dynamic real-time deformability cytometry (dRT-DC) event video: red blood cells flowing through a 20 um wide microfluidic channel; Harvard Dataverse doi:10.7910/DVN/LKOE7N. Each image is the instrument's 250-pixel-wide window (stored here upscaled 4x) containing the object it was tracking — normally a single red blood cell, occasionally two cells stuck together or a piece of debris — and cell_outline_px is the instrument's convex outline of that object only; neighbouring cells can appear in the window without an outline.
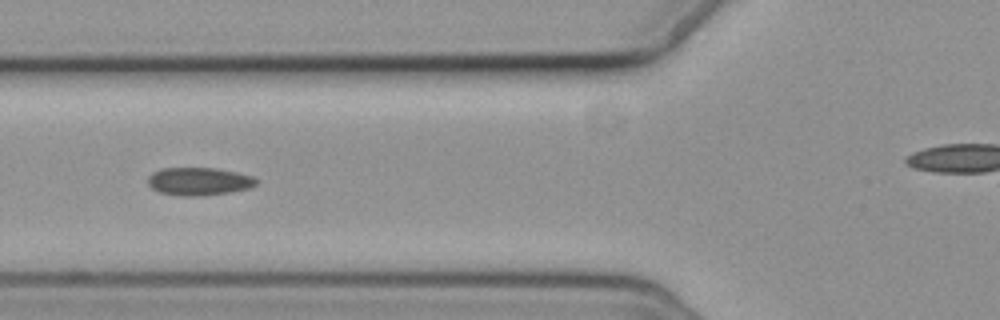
{"species": "common noctule bat (a hibernating species)", "species_latin": "Nyctalus noctula", "temperature_condition": "cold", "stored_images_in_passage": 8, "camera_frame_rate_fps": 3000, "um_per_image_px": 0.085, "animal": {"sex": "female", "body_mass_g": 19.3, "forearm_length_mm": 54.1}, "frame": {"image": 1, "passage_image": 4, "time_ms": 3.667, "image_size_px": [1000, 320], "cell_outline_px": [[256, 184], [252, 188], [204, 196], [180, 196], [160, 192], [152, 188], [148, 184], [148, 176], [152, 172], [160, 168], [216, 168], [236, 172], [252, 176], [256, 180]], "centroid_in_image_um": [16.89, 15.42], "position_along_channel_um": 108.9, "area_um2": 17.69}}
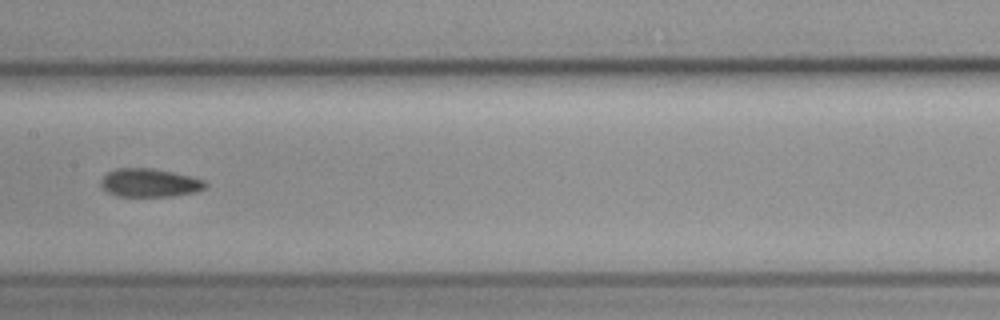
{"frame": {"image": 2, "passage_image": 6, "time_ms": 6.0, "image_size_px": [1000, 320], "cell_outline_px": [[208, 184], [204, 188], [196, 192], [172, 196], [116, 196], [108, 192], [100, 184], [100, 180], [108, 172], [116, 168], [152, 168], [172, 172], [204, 180]], "centroid_in_image_um": [12.7, 15.54], "position_along_channel_um": 194.7, "area_um2": 17.17}}
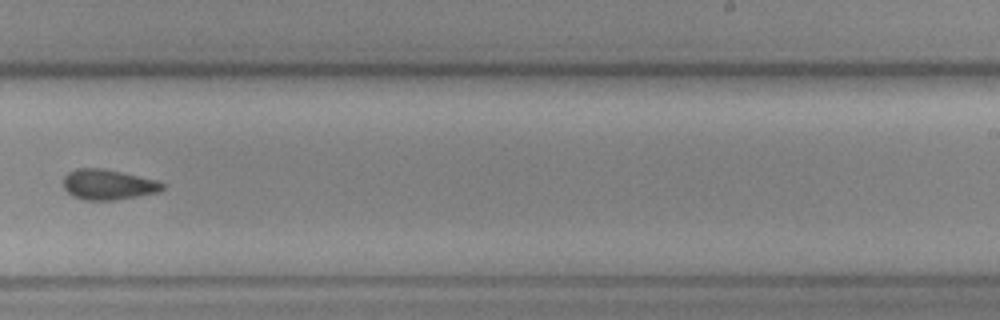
{"frame": {"image": 3, "passage_image": 8, "time_ms": 8.333, "image_size_px": [1000, 320], "cell_outline_px": [[164, 188], [156, 192], [136, 196], [112, 200], [84, 200], [72, 196], [64, 188], [64, 176], [68, 172], [76, 168], [104, 168], [156, 180], [164, 184]], "centroid_in_image_um": [9.14, 15.68], "position_along_channel_um": 279.9, "area_um2": 17.34}}